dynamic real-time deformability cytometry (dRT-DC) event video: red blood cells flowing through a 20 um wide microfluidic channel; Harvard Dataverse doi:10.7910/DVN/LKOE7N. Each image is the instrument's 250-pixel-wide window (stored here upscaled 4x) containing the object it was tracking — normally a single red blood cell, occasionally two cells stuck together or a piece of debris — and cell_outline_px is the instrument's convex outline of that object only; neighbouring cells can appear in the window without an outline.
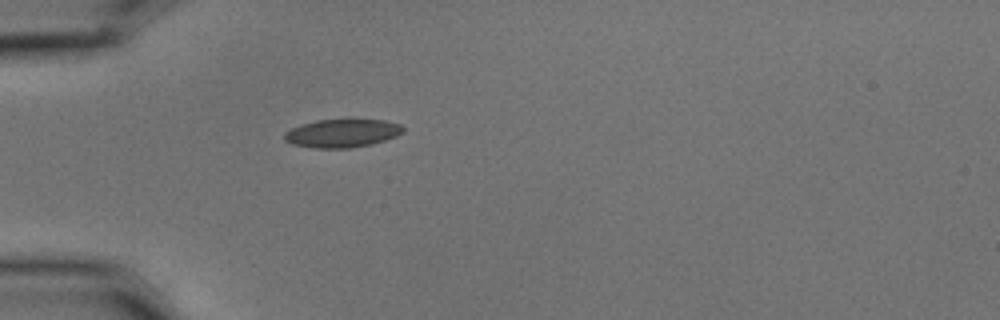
{"species": "common noctule bat (a hibernating species)", "species_latin": "Nyctalus noctula", "temperature_condition": "cold", "stored_images_in_passage": 1, "camera_frame_rate_fps": 3000, "um_per_image_px": 0.085, "animal": {"sex": "male", "body_mass_g": 15.6}, "frame": {"image": 1, "passage_image": 1, "time_ms": 0.0, "image_size_px": [1000, 320], "cell_outline_px": [[404, 132], [396, 136], [372, 144], [352, 148], [316, 148], [292, 144], [284, 140], [284, 132], [300, 124], [316, 120], [384, 120], [400, 124], [404, 128]], "centroid_in_image_um": [29.07, 11.33], "position_along_channel_um": 55.9, "area_um2": 19.54}}